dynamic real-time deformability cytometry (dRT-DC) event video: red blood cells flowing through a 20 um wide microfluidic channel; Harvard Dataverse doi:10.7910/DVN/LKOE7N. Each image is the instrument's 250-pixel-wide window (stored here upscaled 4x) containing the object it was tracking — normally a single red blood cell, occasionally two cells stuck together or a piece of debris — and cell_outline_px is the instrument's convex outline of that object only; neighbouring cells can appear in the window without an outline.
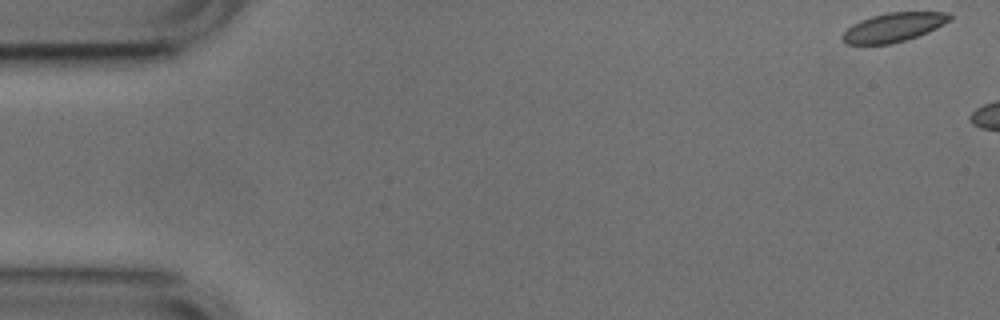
{"species": "common noctule bat (a hibernating species)", "species_latin": "Nyctalus noctula", "temperature_condition": "cold", "stored_images_in_passage": 7, "camera_frame_rate_fps": 3000, "um_per_image_px": 0.085, "animal": {"sex": "male", "body_mass_g": 17.9, "forearm_length_mm": 54.2}, "frame": {"image": 1, "passage_image": 1, "time_ms": 0.0, "image_size_px": [1000, 320], "cell_outline_px": [[952, 16], [948, 20], [936, 28], [928, 32], [892, 44], [844, 44], [840, 36], [852, 24], [860, 20], [872, 16], [888, 12], [948, 12]], "centroid_in_image_um": [75.9, 2.32], "position_along_channel_um": 9.1, "area_um2": 17.98}}